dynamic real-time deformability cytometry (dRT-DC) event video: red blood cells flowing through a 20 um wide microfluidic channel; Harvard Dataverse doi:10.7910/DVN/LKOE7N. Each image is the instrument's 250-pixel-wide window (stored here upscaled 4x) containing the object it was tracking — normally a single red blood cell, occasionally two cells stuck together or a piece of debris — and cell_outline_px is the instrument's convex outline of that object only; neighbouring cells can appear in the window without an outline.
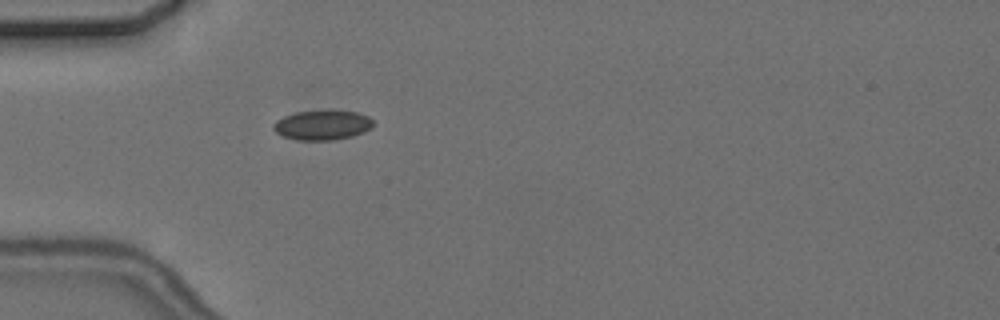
{"species": "common noctule bat (a hibernating species)", "species_latin": "Nyctalus noctula", "temperature_condition": "cold", "stored_images_in_passage": 5, "camera_frame_rate_fps": 3000, "um_per_image_px": 0.085, "animal": {"sex": "female", "body_mass_g": 24.6, "forearm_length_mm": 56.2}, "frame": {"image": 1, "passage_image": 5, "time_ms": 5.667, "image_size_px": [1000, 320], "cell_outline_px": [[372, 128], [364, 132], [352, 136], [332, 140], [296, 140], [284, 136], [276, 132], [272, 128], [272, 124], [276, 120], [284, 116], [296, 112], [328, 108], [356, 112], [368, 116], [372, 120]], "centroid_in_image_um": [27.39, 10.6], "position_along_channel_um": 57.6, "area_um2": 17.74}}